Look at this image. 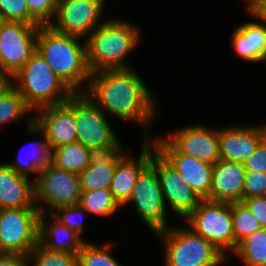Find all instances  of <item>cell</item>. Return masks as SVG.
I'll return each instance as SVG.
<instances>
[{"label": "cell", "instance_id": "cell-1", "mask_svg": "<svg viewBox=\"0 0 266 266\" xmlns=\"http://www.w3.org/2000/svg\"><path fill=\"white\" fill-rule=\"evenodd\" d=\"M87 96L103 111L142 127L156 118V101L136 71L102 70L91 73ZM151 122V123H150Z\"/></svg>", "mask_w": 266, "mask_h": 266}, {"label": "cell", "instance_id": "cell-5", "mask_svg": "<svg viewBox=\"0 0 266 266\" xmlns=\"http://www.w3.org/2000/svg\"><path fill=\"white\" fill-rule=\"evenodd\" d=\"M165 252L164 266H218L227 258L191 229H166L156 233Z\"/></svg>", "mask_w": 266, "mask_h": 266}, {"label": "cell", "instance_id": "cell-35", "mask_svg": "<svg viewBox=\"0 0 266 266\" xmlns=\"http://www.w3.org/2000/svg\"><path fill=\"white\" fill-rule=\"evenodd\" d=\"M266 196V173L246 171L243 185V201L251 197Z\"/></svg>", "mask_w": 266, "mask_h": 266}, {"label": "cell", "instance_id": "cell-12", "mask_svg": "<svg viewBox=\"0 0 266 266\" xmlns=\"http://www.w3.org/2000/svg\"><path fill=\"white\" fill-rule=\"evenodd\" d=\"M129 201L154 234L167 229V205L157 172L150 164L139 175Z\"/></svg>", "mask_w": 266, "mask_h": 266}, {"label": "cell", "instance_id": "cell-29", "mask_svg": "<svg viewBox=\"0 0 266 266\" xmlns=\"http://www.w3.org/2000/svg\"><path fill=\"white\" fill-rule=\"evenodd\" d=\"M234 231V252L237 245L262 227L243 202L231 203Z\"/></svg>", "mask_w": 266, "mask_h": 266}, {"label": "cell", "instance_id": "cell-7", "mask_svg": "<svg viewBox=\"0 0 266 266\" xmlns=\"http://www.w3.org/2000/svg\"><path fill=\"white\" fill-rule=\"evenodd\" d=\"M185 220L190 225L188 228L210 242L226 258L230 249L234 253L231 203L202 199Z\"/></svg>", "mask_w": 266, "mask_h": 266}, {"label": "cell", "instance_id": "cell-10", "mask_svg": "<svg viewBox=\"0 0 266 266\" xmlns=\"http://www.w3.org/2000/svg\"><path fill=\"white\" fill-rule=\"evenodd\" d=\"M41 24L6 21L0 27V74L13 77L36 52Z\"/></svg>", "mask_w": 266, "mask_h": 266}, {"label": "cell", "instance_id": "cell-28", "mask_svg": "<svg viewBox=\"0 0 266 266\" xmlns=\"http://www.w3.org/2000/svg\"><path fill=\"white\" fill-rule=\"evenodd\" d=\"M79 205L88 213L110 216L120 208L110 189L82 191Z\"/></svg>", "mask_w": 266, "mask_h": 266}, {"label": "cell", "instance_id": "cell-25", "mask_svg": "<svg viewBox=\"0 0 266 266\" xmlns=\"http://www.w3.org/2000/svg\"><path fill=\"white\" fill-rule=\"evenodd\" d=\"M27 122L29 124L28 131H31V133H42V142L37 141L34 142V144L32 143V145L28 144L31 145V148H33L31 150V157L28 161H25L19 156L20 158L18 157L15 162L7 164L18 174L28 177L29 172L39 173L41 169H43L47 164L50 163L51 150L48 147L43 132L33 123V118H29V121Z\"/></svg>", "mask_w": 266, "mask_h": 266}, {"label": "cell", "instance_id": "cell-23", "mask_svg": "<svg viewBox=\"0 0 266 266\" xmlns=\"http://www.w3.org/2000/svg\"><path fill=\"white\" fill-rule=\"evenodd\" d=\"M232 45L238 56L248 62L266 61V24L246 22L232 34Z\"/></svg>", "mask_w": 266, "mask_h": 266}, {"label": "cell", "instance_id": "cell-40", "mask_svg": "<svg viewBox=\"0 0 266 266\" xmlns=\"http://www.w3.org/2000/svg\"><path fill=\"white\" fill-rule=\"evenodd\" d=\"M251 16L260 19L266 24V2L254 14H251Z\"/></svg>", "mask_w": 266, "mask_h": 266}, {"label": "cell", "instance_id": "cell-37", "mask_svg": "<svg viewBox=\"0 0 266 266\" xmlns=\"http://www.w3.org/2000/svg\"><path fill=\"white\" fill-rule=\"evenodd\" d=\"M243 203L250 210L262 228H266V196L251 197L245 199Z\"/></svg>", "mask_w": 266, "mask_h": 266}, {"label": "cell", "instance_id": "cell-11", "mask_svg": "<svg viewBox=\"0 0 266 266\" xmlns=\"http://www.w3.org/2000/svg\"><path fill=\"white\" fill-rule=\"evenodd\" d=\"M106 0H60L52 21L53 30L80 38L91 34L99 22Z\"/></svg>", "mask_w": 266, "mask_h": 266}, {"label": "cell", "instance_id": "cell-8", "mask_svg": "<svg viewBox=\"0 0 266 266\" xmlns=\"http://www.w3.org/2000/svg\"><path fill=\"white\" fill-rule=\"evenodd\" d=\"M38 208L0 209V253L25 254L39 242Z\"/></svg>", "mask_w": 266, "mask_h": 266}, {"label": "cell", "instance_id": "cell-34", "mask_svg": "<svg viewBox=\"0 0 266 266\" xmlns=\"http://www.w3.org/2000/svg\"><path fill=\"white\" fill-rule=\"evenodd\" d=\"M29 13L41 24L52 21L60 0H26Z\"/></svg>", "mask_w": 266, "mask_h": 266}, {"label": "cell", "instance_id": "cell-4", "mask_svg": "<svg viewBox=\"0 0 266 266\" xmlns=\"http://www.w3.org/2000/svg\"><path fill=\"white\" fill-rule=\"evenodd\" d=\"M9 82L32 110L66 102L74 94L37 51Z\"/></svg>", "mask_w": 266, "mask_h": 266}, {"label": "cell", "instance_id": "cell-6", "mask_svg": "<svg viewBox=\"0 0 266 266\" xmlns=\"http://www.w3.org/2000/svg\"><path fill=\"white\" fill-rule=\"evenodd\" d=\"M74 120L77 142L94 154L122 149L104 112L84 92L74 93Z\"/></svg>", "mask_w": 266, "mask_h": 266}, {"label": "cell", "instance_id": "cell-3", "mask_svg": "<svg viewBox=\"0 0 266 266\" xmlns=\"http://www.w3.org/2000/svg\"><path fill=\"white\" fill-rule=\"evenodd\" d=\"M140 35L138 27L127 21L102 22L84 41L90 72L131 68L125 57L138 46Z\"/></svg>", "mask_w": 266, "mask_h": 266}, {"label": "cell", "instance_id": "cell-30", "mask_svg": "<svg viewBox=\"0 0 266 266\" xmlns=\"http://www.w3.org/2000/svg\"><path fill=\"white\" fill-rule=\"evenodd\" d=\"M112 243L97 244L85 242L79 255L78 266H122L112 254H109Z\"/></svg>", "mask_w": 266, "mask_h": 266}, {"label": "cell", "instance_id": "cell-41", "mask_svg": "<svg viewBox=\"0 0 266 266\" xmlns=\"http://www.w3.org/2000/svg\"><path fill=\"white\" fill-rule=\"evenodd\" d=\"M9 82V80L0 74V90Z\"/></svg>", "mask_w": 266, "mask_h": 266}, {"label": "cell", "instance_id": "cell-31", "mask_svg": "<svg viewBox=\"0 0 266 266\" xmlns=\"http://www.w3.org/2000/svg\"><path fill=\"white\" fill-rule=\"evenodd\" d=\"M29 260H31V264L33 260L31 266H78L76 255L49 250L39 242L30 252Z\"/></svg>", "mask_w": 266, "mask_h": 266}, {"label": "cell", "instance_id": "cell-13", "mask_svg": "<svg viewBox=\"0 0 266 266\" xmlns=\"http://www.w3.org/2000/svg\"><path fill=\"white\" fill-rule=\"evenodd\" d=\"M150 165L157 172L165 204L169 203L175 213L185 220L202 199L184 182L178 171L155 149L152 143Z\"/></svg>", "mask_w": 266, "mask_h": 266}, {"label": "cell", "instance_id": "cell-32", "mask_svg": "<svg viewBox=\"0 0 266 266\" xmlns=\"http://www.w3.org/2000/svg\"><path fill=\"white\" fill-rule=\"evenodd\" d=\"M0 10L6 21L40 24L29 13L26 0H0Z\"/></svg>", "mask_w": 266, "mask_h": 266}, {"label": "cell", "instance_id": "cell-22", "mask_svg": "<svg viewBox=\"0 0 266 266\" xmlns=\"http://www.w3.org/2000/svg\"><path fill=\"white\" fill-rule=\"evenodd\" d=\"M45 215L47 214H40L39 243L49 250L70 253L78 257L86 241L51 215L49 223Z\"/></svg>", "mask_w": 266, "mask_h": 266}, {"label": "cell", "instance_id": "cell-21", "mask_svg": "<svg viewBox=\"0 0 266 266\" xmlns=\"http://www.w3.org/2000/svg\"><path fill=\"white\" fill-rule=\"evenodd\" d=\"M124 150L109 153H97L90 164L79 175L82 191L110 189L117 163L125 156Z\"/></svg>", "mask_w": 266, "mask_h": 266}, {"label": "cell", "instance_id": "cell-24", "mask_svg": "<svg viewBox=\"0 0 266 266\" xmlns=\"http://www.w3.org/2000/svg\"><path fill=\"white\" fill-rule=\"evenodd\" d=\"M94 153L79 142L51 149L50 162L59 169L80 175L90 164Z\"/></svg>", "mask_w": 266, "mask_h": 266}, {"label": "cell", "instance_id": "cell-39", "mask_svg": "<svg viewBox=\"0 0 266 266\" xmlns=\"http://www.w3.org/2000/svg\"><path fill=\"white\" fill-rule=\"evenodd\" d=\"M250 14H254L266 0H245Z\"/></svg>", "mask_w": 266, "mask_h": 266}, {"label": "cell", "instance_id": "cell-36", "mask_svg": "<svg viewBox=\"0 0 266 266\" xmlns=\"http://www.w3.org/2000/svg\"><path fill=\"white\" fill-rule=\"evenodd\" d=\"M246 171L266 173V138L258 145L254 153L243 162Z\"/></svg>", "mask_w": 266, "mask_h": 266}, {"label": "cell", "instance_id": "cell-33", "mask_svg": "<svg viewBox=\"0 0 266 266\" xmlns=\"http://www.w3.org/2000/svg\"><path fill=\"white\" fill-rule=\"evenodd\" d=\"M55 210L58 212L60 211L61 214H57V212H52L49 214L54 217V219L57 220L60 224L67 226L69 229L81 236V233L84 229V223L82 222V220H77L75 218L79 215L82 219L86 211L79 204L71 206H62Z\"/></svg>", "mask_w": 266, "mask_h": 266}, {"label": "cell", "instance_id": "cell-15", "mask_svg": "<svg viewBox=\"0 0 266 266\" xmlns=\"http://www.w3.org/2000/svg\"><path fill=\"white\" fill-rule=\"evenodd\" d=\"M33 123L43 132L49 149L77 142L74 120V94L63 103L38 109Z\"/></svg>", "mask_w": 266, "mask_h": 266}, {"label": "cell", "instance_id": "cell-9", "mask_svg": "<svg viewBox=\"0 0 266 266\" xmlns=\"http://www.w3.org/2000/svg\"><path fill=\"white\" fill-rule=\"evenodd\" d=\"M34 180V203L40 213L47 212L41 201L50 206L51 213L62 206L79 204L82 190L78 174L59 169L50 162Z\"/></svg>", "mask_w": 266, "mask_h": 266}, {"label": "cell", "instance_id": "cell-2", "mask_svg": "<svg viewBox=\"0 0 266 266\" xmlns=\"http://www.w3.org/2000/svg\"><path fill=\"white\" fill-rule=\"evenodd\" d=\"M79 38L59 33L49 25H40L36 41L37 53L74 93L85 92L80 85L87 81L88 86L91 76L87 64L86 43L79 44Z\"/></svg>", "mask_w": 266, "mask_h": 266}, {"label": "cell", "instance_id": "cell-14", "mask_svg": "<svg viewBox=\"0 0 266 266\" xmlns=\"http://www.w3.org/2000/svg\"><path fill=\"white\" fill-rule=\"evenodd\" d=\"M144 140H150L155 149L175 168L194 192L201 198L210 196L213 165L179 153L165 138L151 140L147 131Z\"/></svg>", "mask_w": 266, "mask_h": 266}, {"label": "cell", "instance_id": "cell-26", "mask_svg": "<svg viewBox=\"0 0 266 266\" xmlns=\"http://www.w3.org/2000/svg\"><path fill=\"white\" fill-rule=\"evenodd\" d=\"M245 266H266V228H261L241 241L234 252Z\"/></svg>", "mask_w": 266, "mask_h": 266}, {"label": "cell", "instance_id": "cell-38", "mask_svg": "<svg viewBox=\"0 0 266 266\" xmlns=\"http://www.w3.org/2000/svg\"><path fill=\"white\" fill-rule=\"evenodd\" d=\"M29 255L0 253V266H30Z\"/></svg>", "mask_w": 266, "mask_h": 266}, {"label": "cell", "instance_id": "cell-17", "mask_svg": "<svg viewBox=\"0 0 266 266\" xmlns=\"http://www.w3.org/2000/svg\"><path fill=\"white\" fill-rule=\"evenodd\" d=\"M218 138L220 159L243 163L266 138V124L218 129Z\"/></svg>", "mask_w": 266, "mask_h": 266}, {"label": "cell", "instance_id": "cell-19", "mask_svg": "<svg viewBox=\"0 0 266 266\" xmlns=\"http://www.w3.org/2000/svg\"><path fill=\"white\" fill-rule=\"evenodd\" d=\"M138 159L126 155L117 163L111 182L110 191L119 206L126 205L141 172L150 164L151 141L143 140Z\"/></svg>", "mask_w": 266, "mask_h": 266}, {"label": "cell", "instance_id": "cell-20", "mask_svg": "<svg viewBox=\"0 0 266 266\" xmlns=\"http://www.w3.org/2000/svg\"><path fill=\"white\" fill-rule=\"evenodd\" d=\"M18 174L7 163H0V209L37 208L33 182Z\"/></svg>", "mask_w": 266, "mask_h": 266}, {"label": "cell", "instance_id": "cell-18", "mask_svg": "<svg viewBox=\"0 0 266 266\" xmlns=\"http://www.w3.org/2000/svg\"><path fill=\"white\" fill-rule=\"evenodd\" d=\"M246 169L242 162L219 160L213 165L211 201L235 203L243 202V185Z\"/></svg>", "mask_w": 266, "mask_h": 266}, {"label": "cell", "instance_id": "cell-27", "mask_svg": "<svg viewBox=\"0 0 266 266\" xmlns=\"http://www.w3.org/2000/svg\"><path fill=\"white\" fill-rule=\"evenodd\" d=\"M32 109L25 103L19 92L8 82L0 90V126L29 115Z\"/></svg>", "mask_w": 266, "mask_h": 266}, {"label": "cell", "instance_id": "cell-42", "mask_svg": "<svg viewBox=\"0 0 266 266\" xmlns=\"http://www.w3.org/2000/svg\"><path fill=\"white\" fill-rule=\"evenodd\" d=\"M6 22L3 14H2V11L0 10V27Z\"/></svg>", "mask_w": 266, "mask_h": 266}, {"label": "cell", "instance_id": "cell-16", "mask_svg": "<svg viewBox=\"0 0 266 266\" xmlns=\"http://www.w3.org/2000/svg\"><path fill=\"white\" fill-rule=\"evenodd\" d=\"M165 138L179 153L200 161L216 164L220 160L218 129L191 125L168 133Z\"/></svg>", "mask_w": 266, "mask_h": 266}]
</instances>
